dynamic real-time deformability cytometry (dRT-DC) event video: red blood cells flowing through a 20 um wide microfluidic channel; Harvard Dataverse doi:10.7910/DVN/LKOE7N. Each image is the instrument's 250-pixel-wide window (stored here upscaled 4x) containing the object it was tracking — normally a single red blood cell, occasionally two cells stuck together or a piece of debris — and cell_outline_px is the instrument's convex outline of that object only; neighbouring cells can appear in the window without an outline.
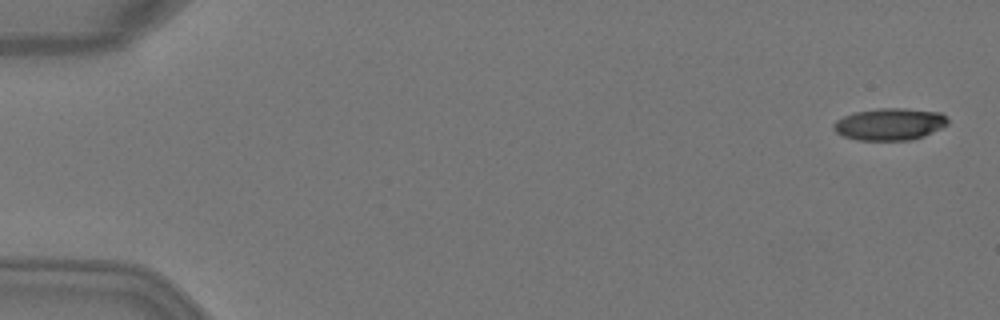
{"species": "Egyptian fruit bat (a non-hibernating species)", "species_latin": "Rousettus aegyptiacus", "temperature_condition": "warm", "stored_images_in_passage": 6, "camera_frame_rate_fps": 3000, "um_per_image_px": 0.085, "animal": {"sex": "female"}, "frame": {"image": 1, "passage_image": 1, "time_ms": 0.0, "image_size_px": [1000, 320], "cell_outline_px": [[948, 124], [924, 136], [912, 140], [860, 140], [844, 136], [836, 132], [832, 128], [832, 124], [836, 120], [844, 116], [856, 112], [876, 108], [904, 108], [940, 112], [948, 120]], "centroid_in_image_um": [75.61, 10.55], "position_along_channel_um": 9.4, "area_um2": 21.27}}
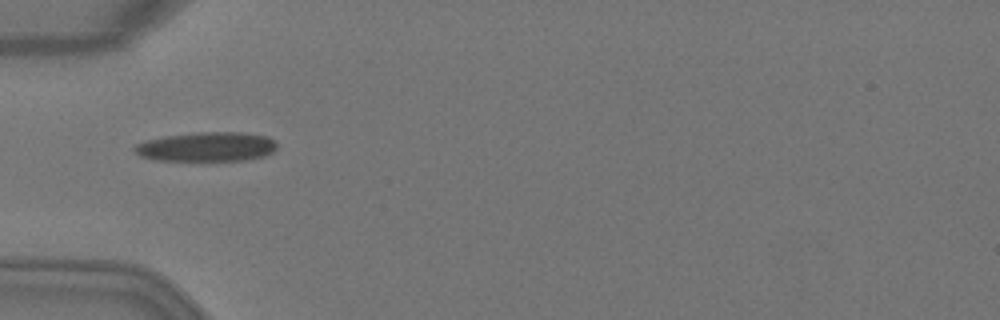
{"frame": {"image": 2, "passage_image": 5, "time_ms": 1.333, "image_size_px": [1000, 320], "cell_outline_px": [[276, 148], [272, 152], [264, 156], [244, 160], [156, 160], [140, 156], [132, 148], [136, 144], [144, 140], [164, 136], [196, 132], [244, 132], [268, 136], [276, 144]], "centroid_in_image_um": [17.55, 12.46], "position_along_channel_um": 67.5, "area_um2": 24.39}}
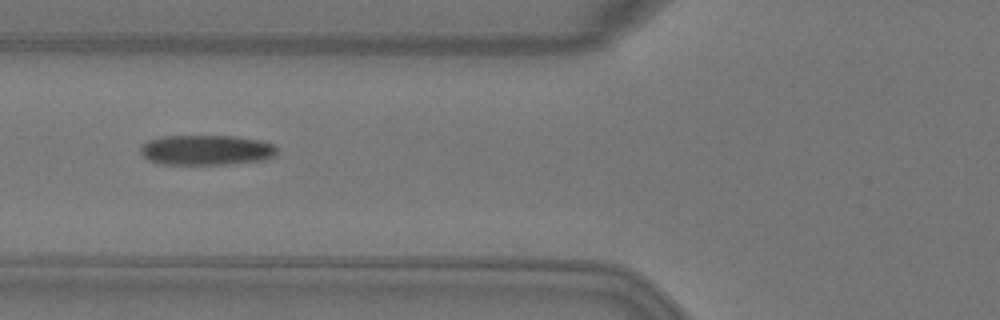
{"frame": {"image": 3, "passage_image": 6, "time_ms": 1.667, "image_size_px": [1000, 320], "cell_outline_px": [[276, 152], [272, 156], [260, 160], [228, 164], [164, 164], [148, 160], [140, 152], [140, 144], [148, 140], [160, 136], [236, 136], [260, 140], [272, 144], [276, 148]], "centroid_in_image_um": [17.47, 12.74], "position_along_channel_um": 108.3, "area_um2": 23.87}}